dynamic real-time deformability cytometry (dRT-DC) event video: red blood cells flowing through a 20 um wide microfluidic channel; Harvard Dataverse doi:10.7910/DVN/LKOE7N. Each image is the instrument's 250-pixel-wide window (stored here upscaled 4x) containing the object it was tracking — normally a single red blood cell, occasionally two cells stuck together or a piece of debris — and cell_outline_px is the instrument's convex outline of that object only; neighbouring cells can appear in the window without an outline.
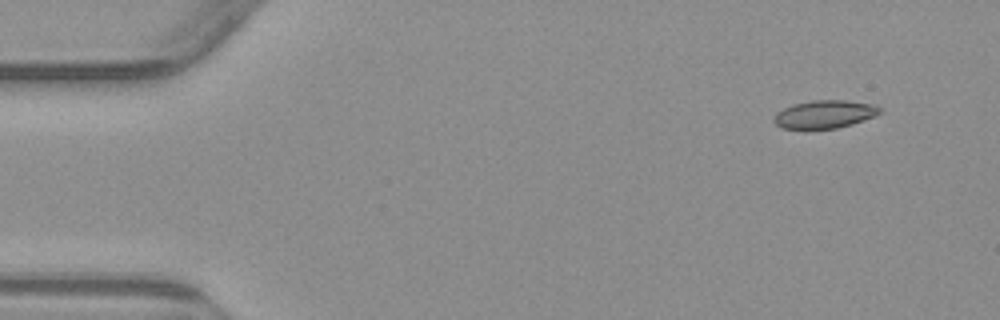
{"species": "common noctule bat (a hibernating species)", "species_latin": "Nyctalus noctula", "temperature_condition": "warm", "stored_images_in_passage": 5, "camera_frame_rate_fps": 3000, "um_per_image_px": 0.085, "animal": {"sex": "male", "body_mass_g": 23.1, "forearm_length_mm": 52.7}, "frame": {"image": 1, "passage_image": 1, "time_ms": 0.0, "image_size_px": [1000, 320], "cell_outline_px": [[880, 112], [872, 116], [852, 124], [836, 128], [780, 128], [772, 120], [776, 112], [792, 104], [812, 100], [848, 100], [876, 104], [880, 108]], "centroid_in_image_um": [70.06, 9.69], "position_along_channel_um": 14.9, "area_um2": 17.17}}
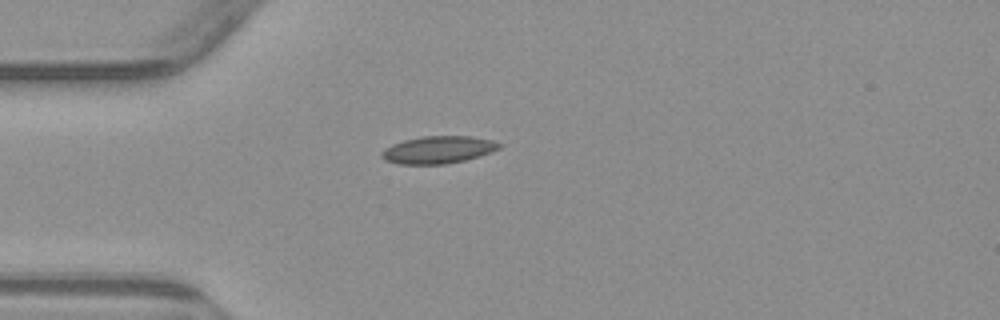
{"frame": {"image": 2, "passage_image": 4, "time_ms": 3.333, "image_size_px": [1000, 320], "cell_outline_px": [[504, 144], [500, 148], [492, 152], [480, 156], [464, 160], [444, 164], [400, 164], [384, 160], [380, 156], [380, 152], [384, 148], [392, 144], [404, 140], [424, 136], [472, 136], [492, 140]], "centroid_in_image_um": [37.25, 12.73], "position_along_channel_um": 47.7, "area_um2": 18.9}}